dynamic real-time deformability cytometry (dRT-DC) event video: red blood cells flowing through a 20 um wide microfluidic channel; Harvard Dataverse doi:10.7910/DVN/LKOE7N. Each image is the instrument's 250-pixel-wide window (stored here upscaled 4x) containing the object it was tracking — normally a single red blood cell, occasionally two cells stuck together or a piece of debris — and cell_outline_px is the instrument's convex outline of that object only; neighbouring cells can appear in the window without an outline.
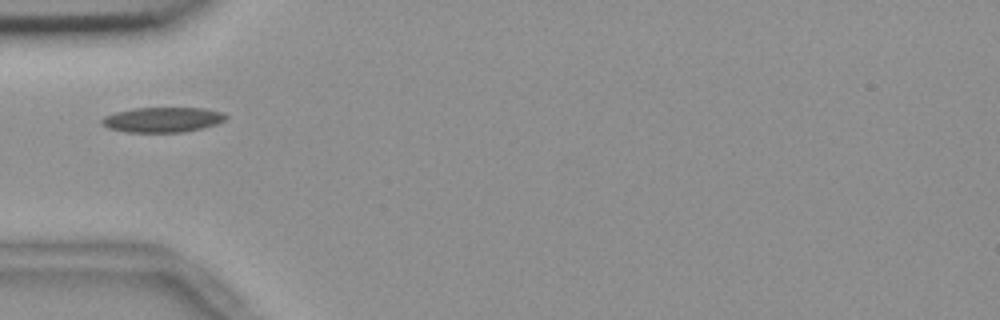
{"species": "common noctule bat (a hibernating species)", "species_latin": "Nyctalus noctula", "temperature_condition": "room temperature", "stored_images_in_passage": 7, "camera_frame_rate_fps": 3000, "um_per_image_px": 0.085, "animal": {"sex": "female", "body_mass_g": 18.4}, "frame": {"image": 1, "passage_image": 2, "time_ms": 0.333, "image_size_px": [1000, 320], "cell_outline_px": [[228, 116], [224, 120], [216, 124], [184, 132], [128, 132], [108, 128], [100, 124], [100, 120], [104, 116], [116, 112], [132, 108], [204, 108], [224, 112]], "centroid_in_image_um": [13.8, 10.17], "position_along_channel_um": 71.2, "area_um2": 18.15}}
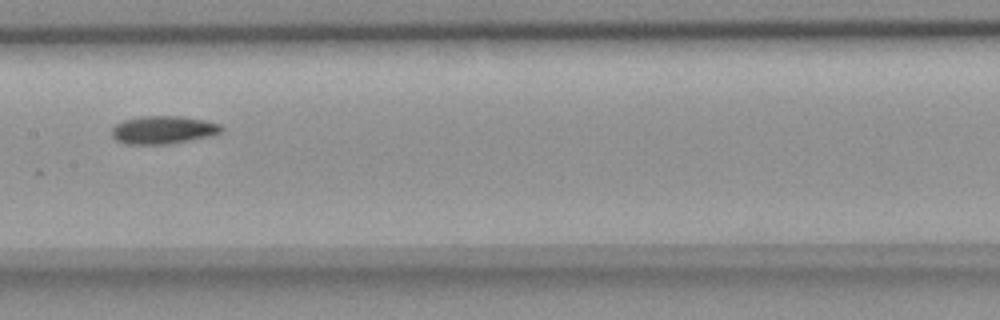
{"frame": {"image": 2, "passage_image": 5, "time_ms": 1.333, "image_size_px": [1000, 320], "cell_outline_px": [[224, 128], [220, 132], [212, 136], [168, 144], [124, 144], [116, 140], [112, 136], [112, 128], [116, 124], [124, 120], [140, 116], [180, 116], [204, 120], [220, 124]], "centroid_in_image_um": [13.87, 11.04], "position_along_channel_um": 193.5, "area_um2": 17.92}}
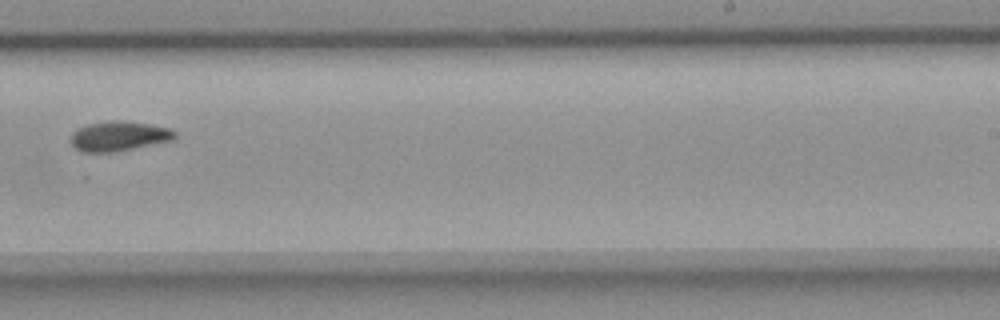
{"frame": {"image": 3, "passage_image": 7, "time_ms": 2.0, "image_size_px": [1000, 320], "cell_outline_px": [[176, 136], [172, 140], [116, 152], [80, 152], [72, 144], [72, 132], [76, 128], [88, 124], [112, 120], [124, 120], [148, 124], [168, 128], [176, 132]], "centroid_in_image_um": [10.08, 11.57], "position_along_channel_um": 278.9, "area_um2": 18.03}}